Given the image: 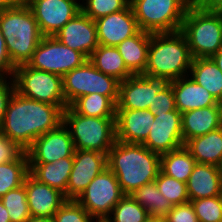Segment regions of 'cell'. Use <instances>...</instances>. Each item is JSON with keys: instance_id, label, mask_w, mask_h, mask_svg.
<instances>
[{"instance_id": "cell-1", "label": "cell", "mask_w": 222, "mask_h": 222, "mask_svg": "<svg viewBox=\"0 0 222 222\" xmlns=\"http://www.w3.org/2000/svg\"><path fill=\"white\" fill-rule=\"evenodd\" d=\"M61 123L63 110L59 106L24 97L15 91L1 129L6 138L26 151L36 138L56 129Z\"/></svg>"}, {"instance_id": "cell-2", "label": "cell", "mask_w": 222, "mask_h": 222, "mask_svg": "<svg viewBox=\"0 0 222 222\" xmlns=\"http://www.w3.org/2000/svg\"><path fill=\"white\" fill-rule=\"evenodd\" d=\"M160 154L143 144L116 140L107 155L108 168L115 174L124 195L154 182L160 172Z\"/></svg>"}, {"instance_id": "cell-3", "label": "cell", "mask_w": 222, "mask_h": 222, "mask_svg": "<svg viewBox=\"0 0 222 222\" xmlns=\"http://www.w3.org/2000/svg\"><path fill=\"white\" fill-rule=\"evenodd\" d=\"M0 30L15 66L27 64L44 37L32 10L24 0L0 12Z\"/></svg>"}, {"instance_id": "cell-4", "label": "cell", "mask_w": 222, "mask_h": 222, "mask_svg": "<svg viewBox=\"0 0 222 222\" xmlns=\"http://www.w3.org/2000/svg\"><path fill=\"white\" fill-rule=\"evenodd\" d=\"M192 59L186 37L180 30L151 33L144 73L174 81L189 75Z\"/></svg>"}, {"instance_id": "cell-5", "label": "cell", "mask_w": 222, "mask_h": 222, "mask_svg": "<svg viewBox=\"0 0 222 222\" xmlns=\"http://www.w3.org/2000/svg\"><path fill=\"white\" fill-rule=\"evenodd\" d=\"M180 31L192 58H209L222 48V11H204L190 5Z\"/></svg>"}, {"instance_id": "cell-6", "label": "cell", "mask_w": 222, "mask_h": 222, "mask_svg": "<svg viewBox=\"0 0 222 222\" xmlns=\"http://www.w3.org/2000/svg\"><path fill=\"white\" fill-rule=\"evenodd\" d=\"M63 123L70 130L75 150H91L108 155L116 142L115 117H88L67 106L63 110Z\"/></svg>"}, {"instance_id": "cell-7", "label": "cell", "mask_w": 222, "mask_h": 222, "mask_svg": "<svg viewBox=\"0 0 222 222\" xmlns=\"http://www.w3.org/2000/svg\"><path fill=\"white\" fill-rule=\"evenodd\" d=\"M140 30L150 33L181 29L190 0H130Z\"/></svg>"}, {"instance_id": "cell-8", "label": "cell", "mask_w": 222, "mask_h": 222, "mask_svg": "<svg viewBox=\"0 0 222 222\" xmlns=\"http://www.w3.org/2000/svg\"><path fill=\"white\" fill-rule=\"evenodd\" d=\"M63 95L67 106L91 93L108 96L117 104L120 81L97 70L89 60L62 77Z\"/></svg>"}, {"instance_id": "cell-9", "label": "cell", "mask_w": 222, "mask_h": 222, "mask_svg": "<svg viewBox=\"0 0 222 222\" xmlns=\"http://www.w3.org/2000/svg\"><path fill=\"white\" fill-rule=\"evenodd\" d=\"M12 78L18 94L50 105H57L62 110L67 107L61 76L22 64L16 66Z\"/></svg>"}, {"instance_id": "cell-10", "label": "cell", "mask_w": 222, "mask_h": 222, "mask_svg": "<svg viewBox=\"0 0 222 222\" xmlns=\"http://www.w3.org/2000/svg\"><path fill=\"white\" fill-rule=\"evenodd\" d=\"M87 60L83 53L65 46L55 36H44L27 65L63 77L69 71L82 66Z\"/></svg>"}, {"instance_id": "cell-11", "label": "cell", "mask_w": 222, "mask_h": 222, "mask_svg": "<svg viewBox=\"0 0 222 222\" xmlns=\"http://www.w3.org/2000/svg\"><path fill=\"white\" fill-rule=\"evenodd\" d=\"M123 196L115 174L107 167L89 183L76 201L103 222Z\"/></svg>"}, {"instance_id": "cell-12", "label": "cell", "mask_w": 222, "mask_h": 222, "mask_svg": "<svg viewBox=\"0 0 222 222\" xmlns=\"http://www.w3.org/2000/svg\"><path fill=\"white\" fill-rule=\"evenodd\" d=\"M170 84L171 81L165 76L148 73L132 75L120 82L116 109H148L155 95Z\"/></svg>"}, {"instance_id": "cell-13", "label": "cell", "mask_w": 222, "mask_h": 222, "mask_svg": "<svg viewBox=\"0 0 222 222\" xmlns=\"http://www.w3.org/2000/svg\"><path fill=\"white\" fill-rule=\"evenodd\" d=\"M32 10L43 36L55 34L79 12L80 0H24Z\"/></svg>"}, {"instance_id": "cell-14", "label": "cell", "mask_w": 222, "mask_h": 222, "mask_svg": "<svg viewBox=\"0 0 222 222\" xmlns=\"http://www.w3.org/2000/svg\"><path fill=\"white\" fill-rule=\"evenodd\" d=\"M74 144L68 127L61 123L56 129L36 138L26 150L28 163H54L73 157Z\"/></svg>"}, {"instance_id": "cell-15", "label": "cell", "mask_w": 222, "mask_h": 222, "mask_svg": "<svg viewBox=\"0 0 222 222\" xmlns=\"http://www.w3.org/2000/svg\"><path fill=\"white\" fill-rule=\"evenodd\" d=\"M107 167V154L91 150H75L65 198L76 200L89 183Z\"/></svg>"}, {"instance_id": "cell-16", "label": "cell", "mask_w": 222, "mask_h": 222, "mask_svg": "<svg viewBox=\"0 0 222 222\" xmlns=\"http://www.w3.org/2000/svg\"><path fill=\"white\" fill-rule=\"evenodd\" d=\"M143 145L160 155L184 146L181 113L176 109L155 114L150 133Z\"/></svg>"}, {"instance_id": "cell-17", "label": "cell", "mask_w": 222, "mask_h": 222, "mask_svg": "<svg viewBox=\"0 0 222 222\" xmlns=\"http://www.w3.org/2000/svg\"><path fill=\"white\" fill-rule=\"evenodd\" d=\"M95 23L98 43L103 46L116 47L140 31L130 4L124 10L95 20Z\"/></svg>"}, {"instance_id": "cell-18", "label": "cell", "mask_w": 222, "mask_h": 222, "mask_svg": "<svg viewBox=\"0 0 222 222\" xmlns=\"http://www.w3.org/2000/svg\"><path fill=\"white\" fill-rule=\"evenodd\" d=\"M55 37L65 46L83 53L87 58L99 46L96 23L82 12L69 20Z\"/></svg>"}, {"instance_id": "cell-19", "label": "cell", "mask_w": 222, "mask_h": 222, "mask_svg": "<svg viewBox=\"0 0 222 222\" xmlns=\"http://www.w3.org/2000/svg\"><path fill=\"white\" fill-rule=\"evenodd\" d=\"M154 117L148 109H116V140L143 144L150 133Z\"/></svg>"}, {"instance_id": "cell-20", "label": "cell", "mask_w": 222, "mask_h": 222, "mask_svg": "<svg viewBox=\"0 0 222 222\" xmlns=\"http://www.w3.org/2000/svg\"><path fill=\"white\" fill-rule=\"evenodd\" d=\"M31 216L52 218L67 201L60 190L40 183L30 173L24 180Z\"/></svg>"}, {"instance_id": "cell-21", "label": "cell", "mask_w": 222, "mask_h": 222, "mask_svg": "<svg viewBox=\"0 0 222 222\" xmlns=\"http://www.w3.org/2000/svg\"><path fill=\"white\" fill-rule=\"evenodd\" d=\"M183 142L222 126V103L181 113Z\"/></svg>"}, {"instance_id": "cell-22", "label": "cell", "mask_w": 222, "mask_h": 222, "mask_svg": "<svg viewBox=\"0 0 222 222\" xmlns=\"http://www.w3.org/2000/svg\"><path fill=\"white\" fill-rule=\"evenodd\" d=\"M175 106L180 113L217 105L219 102L189 75L171 81Z\"/></svg>"}, {"instance_id": "cell-23", "label": "cell", "mask_w": 222, "mask_h": 222, "mask_svg": "<svg viewBox=\"0 0 222 222\" xmlns=\"http://www.w3.org/2000/svg\"><path fill=\"white\" fill-rule=\"evenodd\" d=\"M190 200L222 195L220 168L211 164L196 163L187 182Z\"/></svg>"}, {"instance_id": "cell-24", "label": "cell", "mask_w": 222, "mask_h": 222, "mask_svg": "<svg viewBox=\"0 0 222 222\" xmlns=\"http://www.w3.org/2000/svg\"><path fill=\"white\" fill-rule=\"evenodd\" d=\"M184 147L197 163L220 166L222 162V127L187 140Z\"/></svg>"}, {"instance_id": "cell-25", "label": "cell", "mask_w": 222, "mask_h": 222, "mask_svg": "<svg viewBox=\"0 0 222 222\" xmlns=\"http://www.w3.org/2000/svg\"><path fill=\"white\" fill-rule=\"evenodd\" d=\"M150 37V32L140 30L136 35L125 39L116 46L127 69L133 75L141 74L145 71Z\"/></svg>"}, {"instance_id": "cell-26", "label": "cell", "mask_w": 222, "mask_h": 222, "mask_svg": "<svg viewBox=\"0 0 222 222\" xmlns=\"http://www.w3.org/2000/svg\"><path fill=\"white\" fill-rule=\"evenodd\" d=\"M73 157L62 158L54 163H29V173L40 183L66 193Z\"/></svg>"}, {"instance_id": "cell-27", "label": "cell", "mask_w": 222, "mask_h": 222, "mask_svg": "<svg viewBox=\"0 0 222 222\" xmlns=\"http://www.w3.org/2000/svg\"><path fill=\"white\" fill-rule=\"evenodd\" d=\"M88 60L97 70L116 78L120 82L133 75L127 69L121 54L115 46L99 44Z\"/></svg>"}, {"instance_id": "cell-28", "label": "cell", "mask_w": 222, "mask_h": 222, "mask_svg": "<svg viewBox=\"0 0 222 222\" xmlns=\"http://www.w3.org/2000/svg\"><path fill=\"white\" fill-rule=\"evenodd\" d=\"M189 76L222 103V71L211 57L192 59Z\"/></svg>"}, {"instance_id": "cell-29", "label": "cell", "mask_w": 222, "mask_h": 222, "mask_svg": "<svg viewBox=\"0 0 222 222\" xmlns=\"http://www.w3.org/2000/svg\"><path fill=\"white\" fill-rule=\"evenodd\" d=\"M196 163L190 152L182 146L161 154L160 171L169 177L187 183Z\"/></svg>"}, {"instance_id": "cell-30", "label": "cell", "mask_w": 222, "mask_h": 222, "mask_svg": "<svg viewBox=\"0 0 222 222\" xmlns=\"http://www.w3.org/2000/svg\"><path fill=\"white\" fill-rule=\"evenodd\" d=\"M130 196L146 209L149 215L165 218L173 208L171 202L161 194L155 181L137 188Z\"/></svg>"}, {"instance_id": "cell-31", "label": "cell", "mask_w": 222, "mask_h": 222, "mask_svg": "<svg viewBox=\"0 0 222 222\" xmlns=\"http://www.w3.org/2000/svg\"><path fill=\"white\" fill-rule=\"evenodd\" d=\"M70 107L78 114L88 117H115L116 104L108 97L91 93L76 99Z\"/></svg>"}, {"instance_id": "cell-32", "label": "cell", "mask_w": 222, "mask_h": 222, "mask_svg": "<svg viewBox=\"0 0 222 222\" xmlns=\"http://www.w3.org/2000/svg\"><path fill=\"white\" fill-rule=\"evenodd\" d=\"M29 174V163L26 151L13 162L0 164V198L8 191L24 184Z\"/></svg>"}, {"instance_id": "cell-33", "label": "cell", "mask_w": 222, "mask_h": 222, "mask_svg": "<svg viewBox=\"0 0 222 222\" xmlns=\"http://www.w3.org/2000/svg\"><path fill=\"white\" fill-rule=\"evenodd\" d=\"M148 216L147 210L137 201L124 195L103 222H144Z\"/></svg>"}, {"instance_id": "cell-34", "label": "cell", "mask_w": 222, "mask_h": 222, "mask_svg": "<svg viewBox=\"0 0 222 222\" xmlns=\"http://www.w3.org/2000/svg\"><path fill=\"white\" fill-rule=\"evenodd\" d=\"M0 200L7 209L11 222H25L31 216L25 184L8 191Z\"/></svg>"}, {"instance_id": "cell-35", "label": "cell", "mask_w": 222, "mask_h": 222, "mask_svg": "<svg viewBox=\"0 0 222 222\" xmlns=\"http://www.w3.org/2000/svg\"><path fill=\"white\" fill-rule=\"evenodd\" d=\"M155 182L161 194L165 196L172 205L184 204L190 201L187 192V183L169 177L161 171L155 179Z\"/></svg>"}, {"instance_id": "cell-36", "label": "cell", "mask_w": 222, "mask_h": 222, "mask_svg": "<svg viewBox=\"0 0 222 222\" xmlns=\"http://www.w3.org/2000/svg\"><path fill=\"white\" fill-rule=\"evenodd\" d=\"M81 12L92 20L124 10L130 0H80Z\"/></svg>"}, {"instance_id": "cell-37", "label": "cell", "mask_w": 222, "mask_h": 222, "mask_svg": "<svg viewBox=\"0 0 222 222\" xmlns=\"http://www.w3.org/2000/svg\"><path fill=\"white\" fill-rule=\"evenodd\" d=\"M190 202L199 222H222V195Z\"/></svg>"}, {"instance_id": "cell-38", "label": "cell", "mask_w": 222, "mask_h": 222, "mask_svg": "<svg viewBox=\"0 0 222 222\" xmlns=\"http://www.w3.org/2000/svg\"><path fill=\"white\" fill-rule=\"evenodd\" d=\"M53 222H100L76 200H67L52 217Z\"/></svg>"}, {"instance_id": "cell-39", "label": "cell", "mask_w": 222, "mask_h": 222, "mask_svg": "<svg viewBox=\"0 0 222 222\" xmlns=\"http://www.w3.org/2000/svg\"><path fill=\"white\" fill-rule=\"evenodd\" d=\"M154 115L176 110L175 96L171 84L162 91H159L148 108Z\"/></svg>"}, {"instance_id": "cell-40", "label": "cell", "mask_w": 222, "mask_h": 222, "mask_svg": "<svg viewBox=\"0 0 222 222\" xmlns=\"http://www.w3.org/2000/svg\"><path fill=\"white\" fill-rule=\"evenodd\" d=\"M166 222H199L191 202L173 205L165 217Z\"/></svg>"}, {"instance_id": "cell-41", "label": "cell", "mask_w": 222, "mask_h": 222, "mask_svg": "<svg viewBox=\"0 0 222 222\" xmlns=\"http://www.w3.org/2000/svg\"><path fill=\"white\" fill-rule=\"evenodd\" d=\"M25 150L6 138L0 127V164L16 161Z\"/></svg>"}, {"instance_id": "cell-42", "label": "cell", "mask_w": 222, "mask_h": 222, "mask_svg": "<svg viewBox=\"0 0 222 222\" xmlns=\"http://www.w3.org/2000/svg\"><path fill=\"white\" fill-rule=\"evenodd\" d=\"M15 92V84L12 77H0V127L3 123L5 112Z\"/></svg>"}, {"instance_id": "cell-43", "label": "cell", "mask_w": 222, "mask_h": 222, "mask_svg": "<svg viewBox=\"0 0 222 222\" xmlns=\"http://www.w3.org/2000/svg\"><path fill=\"white\" fill-rule=\"evenodd\" d=\"M16 66L12 63L7 52L5 38L0 30V77H12Z\"/></svg>"}, {"instance_id": "cell-44", "label": "cell", "mask_w": 222, "mask_h": 222, "mask_svg": "<svg viewBox=\"0 0 222 222\" xmlns=\"http://www.w3.org/2000/svg\"><path fill=\"white\" fill-rule=\"evenodd\" d=\"M193 7L204 11H222V0H190Z\"/></svg>"}, {"instance_id": "cell-45", "label": "cell", "mask_w": 222, "mask_h": 222, "mask_svg": "<svg viewBox=\"0 0 222 222\" xmlns=\"http://www.w3.org/2000/svg\"><path fill=\"white\" fill-rule=\"evenodd\" d=\"M0 222H11L7 209L0 200Z\"/></svg>"}, {"instance_id": "cell-46", "label": "cell", "mask_w": 222, "mask_h": 222, "mask_svg": "<svg viewBox=\"0 0 222 222\" xmlns=\"http://www.w3.org/2000/svg\"><path fill=\"white\" fill-rule=\"evenodd\" d=\"M19 0H0V12L14 6Z\"/></svg>"}, {"instance_id": "cell-47", "label": "cell", "mask_w": 222, "mask_h": 222, "mask_svg": "<svg viewBox=\"0 0 222 222\" xmlns=\"http://www.w3.org/2000/svg\"><path fill=\"white\" fill-rule=\"evenodd\" d=\"M211 58L215 62L217 67L222 71V48L216 54H214Z\"/></svg>"}, {"instance_id": "cell-48", "label": "cell", "mask_w": 222, "mask_h": 222, "mask_svg": "<svg viewBox=\"0 0 222 222\" xmlns=\"http://www.w3.org/2000/svg\"><path fill=\"white\" fill-rule=\"evenodd\" d=\"M25 222H53V219L50 217L30 216Z\"/></svg>"}, {"instance_id": "cell-49", "label": "cell", "mask_w": 222, "mask_h": 222, "mask_svg": "<svg viewBox=\"0 0 222 222\" xmlns=\"http://www.w3.org/2000/svg\"><path fill=\"white\" fill-rule=\"evenodd\" d=\"M144 222H166V219L163 217H157L153 215H149Z\"/></svg>"}, {"instance_id": "cell-50", "label": "cell", "mask_w": 222, "mask_h": 222, "mask_svg": "<svg viewBox=\"0 0 222 222\" xmlns=\"http://www.w3.org/2000/svg\"><path fill=\"white\" fill-rule=\"evenodd\" d=\"M219 168H220L221 175H222V162H221V164H220Z\"/></svg>"}]
</instances>
